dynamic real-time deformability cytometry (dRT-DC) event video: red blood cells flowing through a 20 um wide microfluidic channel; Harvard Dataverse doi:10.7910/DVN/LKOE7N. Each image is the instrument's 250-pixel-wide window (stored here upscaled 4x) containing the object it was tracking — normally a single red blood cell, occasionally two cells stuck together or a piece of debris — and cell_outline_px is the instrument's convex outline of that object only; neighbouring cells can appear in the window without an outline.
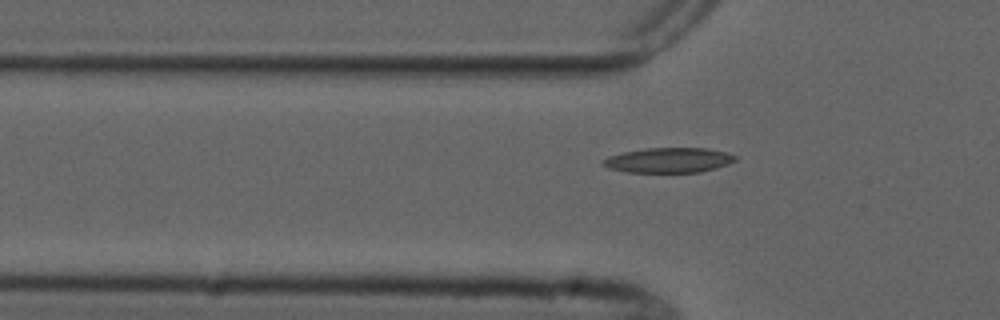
{"species": "common noctule bat (a hibernating species)", "species_latin": "Nyctalus noctula", "temperature_condition": "cold", "stored_images_in_passage": 7, "camera_frame_rate_fps": 3000, "um_per_image_px": 0.085, "animal": {"sex": "male", "forearm_length_mm": 52.5}, "frame": {"image": 1, "passage_image": 5, "time_ms": 5.667, "image_size_px": [1000, 320], "cell_outline_px": [[736, 160], [728, 164], [716, 168], [700, 172], [628, 172], [608, 168], [600, 164], [608, 156], [624, 152], [648, 148], [708, 148], [728, 152], [736, 156]], "centroid_in_image_um": [56.86, 13.61], "position_along_channel_um": 68.9, "area_um2": 19.25}}
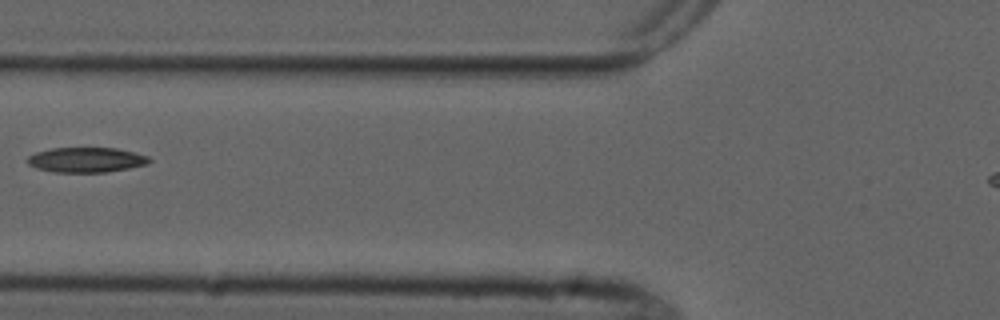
{"frame": {"image": 2, "passage_image": 6, "time_ms": 7.0, "image_size_px": [1000, 320], "cell_outline_px": [[152, 160], [148, 164], [108, 172], [56, 172], [36, 168], [28, 164], [28, 156], [36, 152], [52, 148], [116, 148], [148, 156]], "centroid_in_image_um": [7.34, 13.59], "position_along_channel_um": 118.5, "area_um2": 17.63}}
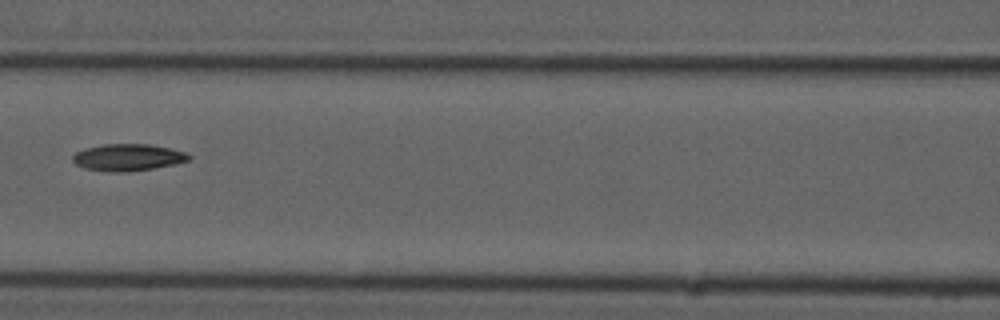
{"frame": {"image": 3, "passage_image": 7, "time_ms": 8.0, "image_size_px": [1000, 320], "cell_outline_px": [[192, 156], [188, 160], [176, 164], [152, 168], [116, 172], [84, 168], [76, 164], [72, 160], [72, 156], [76, 152], [84, 148], [104, 144], [148, 144], [168, 148], [184, 152]], "centroid_in_image_um": [10.84, 13.36], "position_along_channel_um": 155.8, "area_um2": 17.86}}